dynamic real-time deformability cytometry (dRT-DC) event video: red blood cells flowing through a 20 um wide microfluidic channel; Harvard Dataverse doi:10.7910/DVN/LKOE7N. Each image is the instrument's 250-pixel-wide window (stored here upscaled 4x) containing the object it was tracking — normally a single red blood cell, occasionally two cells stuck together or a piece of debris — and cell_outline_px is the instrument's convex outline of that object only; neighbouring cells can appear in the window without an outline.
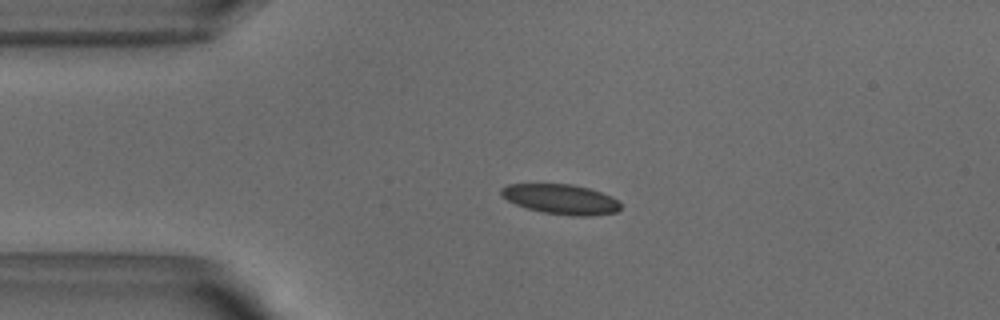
{"species": "common noctule bat (a hibernating species)", "species_latin": "Nyctalus noctula", "temperature_condition": "warm", "stored_images_in_passage": 43, "camera_frame_rate_fps": 3000, "um_per_image_px": 0.085, "animal": {"sex": "male", "body_mass_g": 18.8}, "frame": {"image": 1, "passage_image": 1, "time_ms": 0.0, "image_size_px": [1000, 320], "cell_outline_px": [[620, 208], [616, 212], [592, 216], [572, 216], [544, 212], [528, 208], [516, 204], [500, 196], [500, 188], [508, 184], [572, 184], [588, 188], [600, 192], [616, 200], [620, 204]], "centroid_in_image_um": [47.64, 16.93], "position_along_channel_um": 37.4, "area_um2": 20.63}}
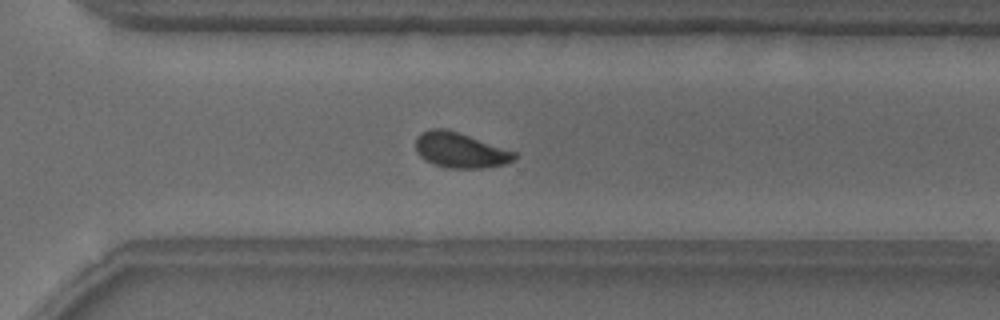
{"frame": {"image": 2, "passage_image": 26, "time_ms": 8.333, "image_size_px": [1000, 320], "cell_outline_px": [[516, 160], [508, 164], [480, 168], [448, 168], [432, 164], [424, 160], [416, 152], [416, 136], [420, 132], [432, 128], [448, 128], [516, 152]], "centroid_in_image_um": [39.1, 12.76], "position_along_channel_um": 331.5, "area_um2": 20.63}}
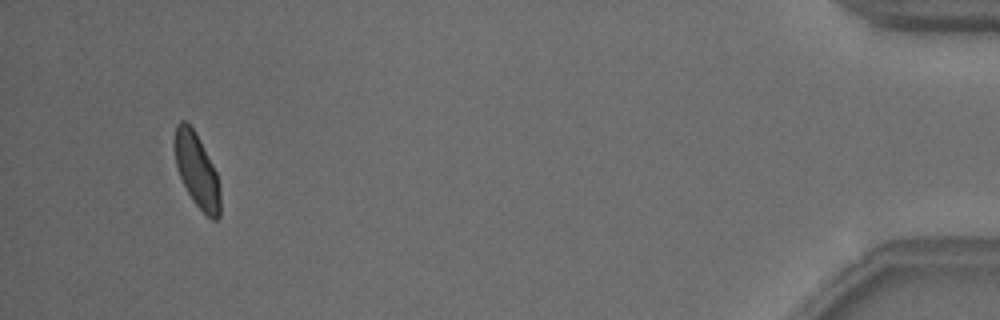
{"frame": {"image": 3, "passage_image": 39, "time_ms": 12.667, "image_size_px": [1000, 320], "cell_outline_px": [[220, 216], [216, 220], [212, 220], [192, 200], [176, 168], [176, 124], [180, 120], [184, 120], [192, 128], [212, 164], [216, 172], [220, 184]], "centroid_in_image_um": [16.76, 14.55], "position_along_channel_um": 418.4, "area_um2": 19.02}}